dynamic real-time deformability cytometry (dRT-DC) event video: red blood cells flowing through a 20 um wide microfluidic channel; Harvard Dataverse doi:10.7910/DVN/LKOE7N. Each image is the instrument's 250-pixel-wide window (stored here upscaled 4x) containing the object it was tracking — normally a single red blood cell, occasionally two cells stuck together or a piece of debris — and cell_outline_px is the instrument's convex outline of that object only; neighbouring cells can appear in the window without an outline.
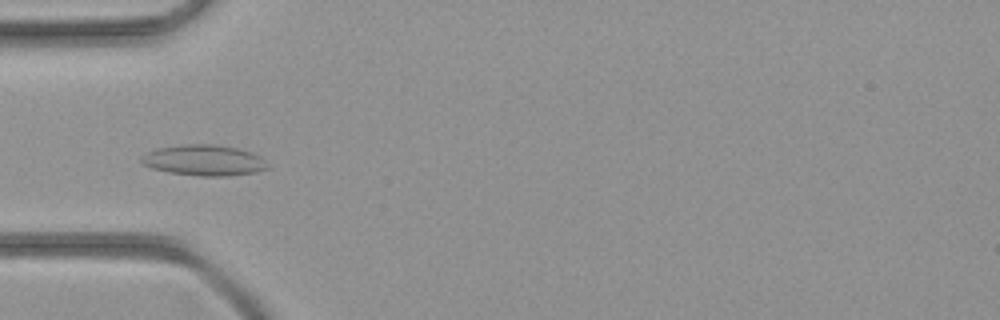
{"species": "common noctule bat (a hibernating species)", "species_latin": "Nyctalus noctula", "temperature_condition": "room temperature", "stored_images_in_passage": 31, "camera_frame_rate_fps": 3000, "um_per_image_px": 0.085, "animal": {"sex": "female", "body_mass_g": 21.9}, "frame": {"image": 1, "passage_image": 2, "time_ms": 0.333, "image_size_px": [1000, 320], "cell_outline_px": [[268, 168], [256, 172], [228, 176], [200, 176], [168, 172], [152, 168], [140, 164], [140, 160], [148, 152], [156, 148], [180, 144], [216, 144], [236, 148], [252, 152], [260, 156], [268, 164]], "centroid_in_image_um": [17.33, 13.62], "position_along_channel_um": 67.7, "area_um2": 22.77}}
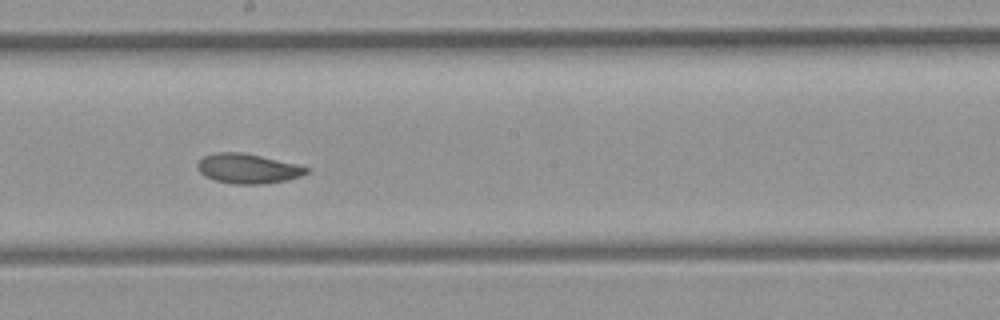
{"frame": {"image": 2, "passage_image": 12, "time_ms": 3.667, "image_size_px": [1000, 320], "cell_outline_px": [[308, 172], [300, 176], [288, 180], [264, 184], [232, 184], [216, 180], [204, 176], [196, 168], [196, 164], [204, 156], [216, 152], [244, 152], [296, 164], [308, 168]], "centroid_in_image_um": [21.03, 14.33], "position_along_channel_um": 227.2, "area_um2": 18.9}}
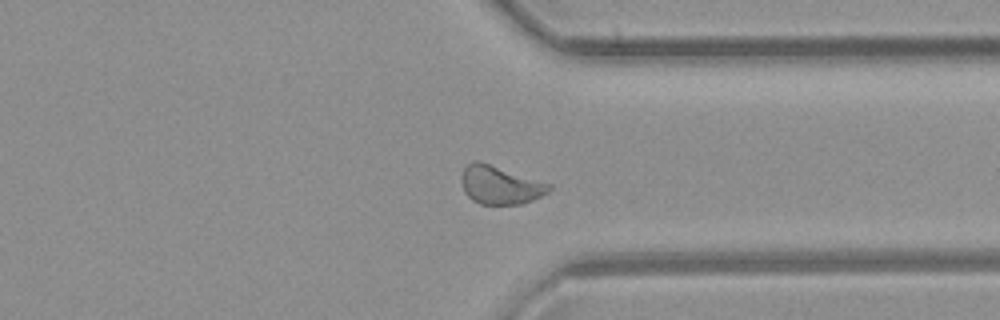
{"frame": {"image": 3, "passage_image": 21, "time_ms": 6.667, "image_size_px": [1000, 320], "cell_outline_px": [[552, 188], [548, 192], [532, 200], [520, 204], [480, 204], [472, 200], [464, 192], [460, 180], [460, 176], [464, 168], [468, 164], [476, 160], [480, 160], [552, 184]], "centroid_in_image_um": [42.49, 15.71], "position_along_channel_um": 368.9, "area_um2": 19.77}}